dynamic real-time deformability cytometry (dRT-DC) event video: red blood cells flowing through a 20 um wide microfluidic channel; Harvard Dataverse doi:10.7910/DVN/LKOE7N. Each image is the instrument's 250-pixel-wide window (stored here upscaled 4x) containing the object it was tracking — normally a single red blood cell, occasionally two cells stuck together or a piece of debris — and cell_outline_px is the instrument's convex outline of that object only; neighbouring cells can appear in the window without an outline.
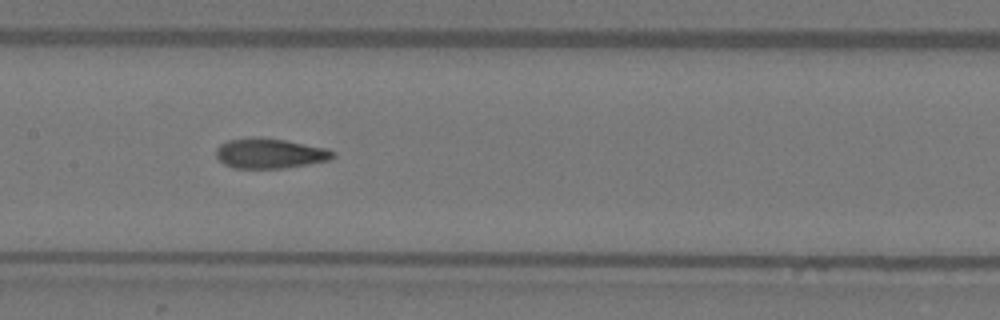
{"species": "Egyptian fruit bat (a non-hibernating species)", "species_latin": "Rousettus aegyptiacus", "temperature_condition": "warm", "stored_images_in_passage": 37, "camera_frame_rate_fps": 3000, "um_per_image_px": 0.085, "animal": {"sex": "female"}, "frame": {"image": 1, "passage_image": 11, "time_ms": 3.333, "image_size_px": [1000, 320], "cell_outline_px": [[336, 156], [328, 160], [308, 164], [284, 168], [236, 168], [224, 164], [216, 156], [216, 148], [220, 144], [228, 140], [252, 136], [260, 136], [284, 140], [328, 148], [336, 152]], "centroid_in_image_um": [22.94, 13.02], "position_along_channel_um": 184.5, "area_um2": 20.63}, "authors_computed_cell_mechanics": {"area_um2": 20.4612, "velocity_mm_per_s": 4.0538, "shape_relaxation_time_tau1_ms": 10.6922, "shape_relaxation_time_tau2_ms": 1.809, "deformation_change_tau1": 0.2858, "deformation_change_tau2": 0.0743}}